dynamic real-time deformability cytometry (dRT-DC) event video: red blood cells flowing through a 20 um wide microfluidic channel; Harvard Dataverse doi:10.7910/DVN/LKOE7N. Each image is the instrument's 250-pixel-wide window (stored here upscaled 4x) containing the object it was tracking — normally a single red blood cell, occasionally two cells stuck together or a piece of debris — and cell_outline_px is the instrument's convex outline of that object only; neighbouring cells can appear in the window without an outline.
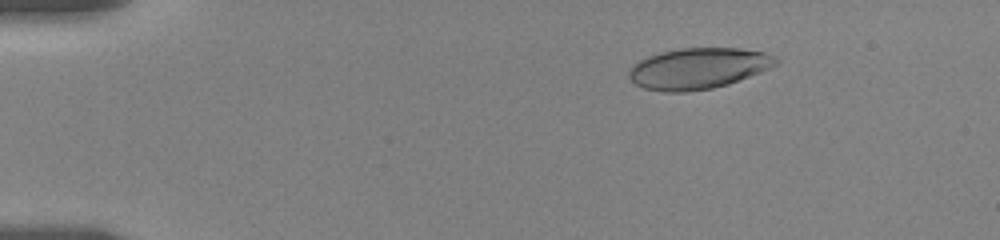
{"species": "human", "species_latin": "Homo sapiens", "temperature_condition": "room temperature", "stored_images_in_passage": 7, "camera_frame_rate_fps": 3000, "um_per_image_px": 0.085, "donor": {"sex": "female"}, "frame": {"image": 1, "passage_image": 4, "time_ms": 2.333, "image_size_px": [1000, 240], "cell_outline_px": [[780, 60], [776, 64], [760, 72], [728, 84], [712, 88], [688, 92], [664, 92], [644, 88], [636, 84], [628, 76], [628, 72], [632, 64], [648, 56], [660, 52], [680, 48], [740, 48], [764, 52]], "centroid_in_image_um": [59.32, 5.81], "position_along_channel_um": 25.7, "area_um2": 35.03}}